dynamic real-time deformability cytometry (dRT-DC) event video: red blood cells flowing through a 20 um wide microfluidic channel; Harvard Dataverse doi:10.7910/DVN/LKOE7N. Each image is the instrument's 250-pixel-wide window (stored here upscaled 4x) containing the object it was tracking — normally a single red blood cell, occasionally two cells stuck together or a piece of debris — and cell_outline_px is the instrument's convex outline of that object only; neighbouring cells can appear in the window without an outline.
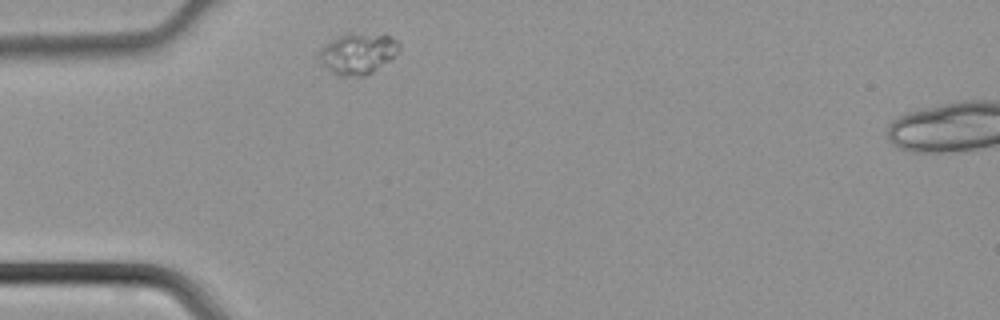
{"species": "common noctule bat (a hibernating species)", "species_latin": "Nyctalus noctula", "temperature_condition": "cold", "stored_images_in_passage": 26, "camera_frame_rate_fps": 3000, "um_per_image_px": 0.085, "animal": {"sex": "male", "body_mass_g": 21.5, "forearm_length_mm": 52.0}, "frame": {"image": 1, "passage_image": 1, "time_ms": 0.0, "image_size_px": [1000, 320], "cell_outline_px": [[400, 48], [388, 60], [372, 72], [364, 76], [336, 76], [320, 68], [316, 56], [332, 40], [340, 36], [352, 32], [388, 36], [396, 40], [400, 44]], "centroid_in_image_um": [30.32, 4.59], "position_along_channel_um": 54.7, "area_um2": 19.13}}
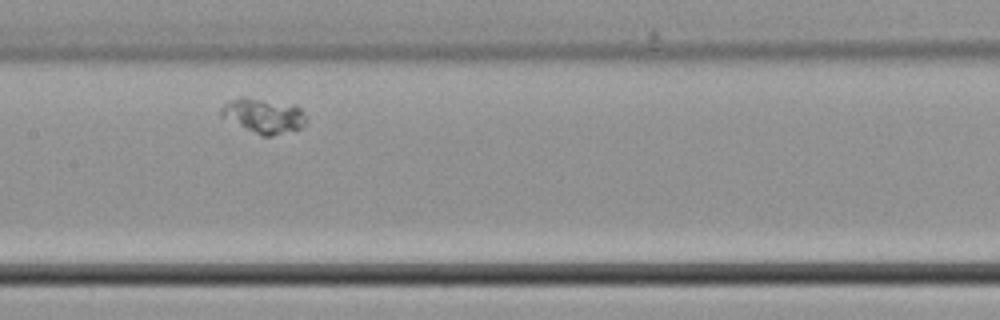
{"frame": {"image": 2, "passage_image": 11, "time_ms": 3.333, "image_size_px": [1000, 320], "cell_outline_px": [[308, 124], [300, 128], [272, 136], [260, 136], [220, 116], [220, 108], [228, 100], [240, 96], [244, 96], [296, 104], [304, 112], [308, 120]], "centroid_in_image_um": [22.42, 9.81], "position_along_channel_um": 185.0, "area_um2": 17.74}}
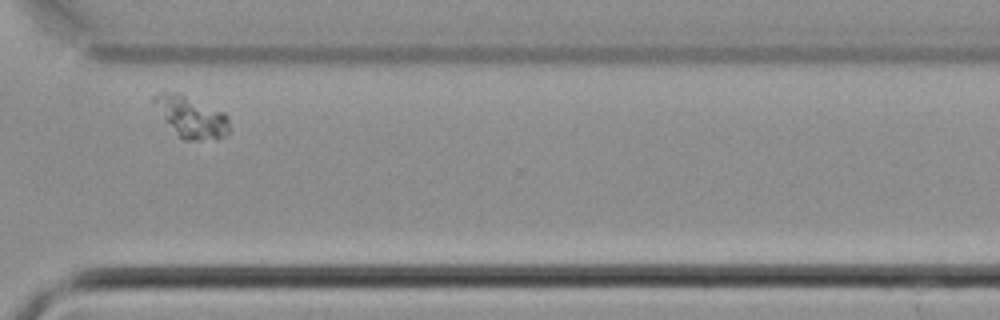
{"frame": {"image": 3, "passage_image": 23, "time_ms": 7.333, "image_size_px": [1000, 320], "cell_outline_px": [[228, 136], [216, 140], [184, 140], [164, 120], [152, 104], [152, 96], [164, 88], [180, 92], [224, 112], [228, 116]], "centroid_in_image_um": [16.21, 9.88], "position_along_channel_um": 354.4, "area_um2": 18.73}}